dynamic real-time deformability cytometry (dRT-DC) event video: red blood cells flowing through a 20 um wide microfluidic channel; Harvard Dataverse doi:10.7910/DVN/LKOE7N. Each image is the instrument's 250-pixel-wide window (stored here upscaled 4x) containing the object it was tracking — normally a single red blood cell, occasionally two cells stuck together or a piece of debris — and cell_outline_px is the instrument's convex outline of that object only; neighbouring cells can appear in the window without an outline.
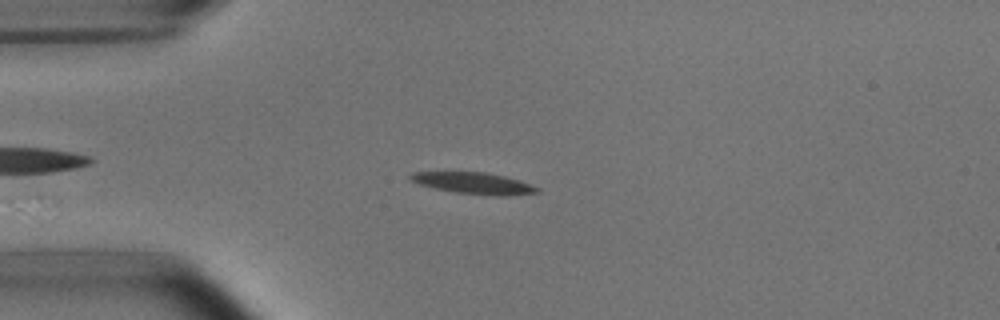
{"species": "common noctule bat (a hibernating species)", "species_latin": "Nyctalus noctula", "temperature_condition": "room temperature", "stored_images_in_passage": 3, "camera_frame_rate_fps": 3000, "um_per_image_px": 0.085, "animal": {"sex": "male", "body_mass_g": 15.6}, "frame": {"image": 1, "passage_image": 3, "time_ms": 3.0, "image_size_px": [1000, 320], "cell_outline_px": [[540, 192], [504, 196], [496, 196], [456, 192], [436, 188], [420, 184], [408, 180], [408, 176], [412, 172], [484, 172], [504, 176], [520, 180], [540, 188]], "centroid_in_image_um": [40.28, 15.57], "position_along_channel_um": 44.7, "area_um2": 15.78}}